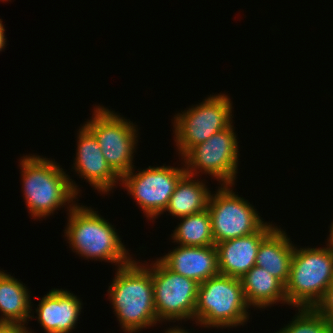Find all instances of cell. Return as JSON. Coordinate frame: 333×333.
I'll list each match as a JSON object with an SVG mask.
<instances>
[{"instance_id": "obj_27", "label": "cell", "mask_w": 333, "mask_h": 333, "mask_svg": "<svg viewBox=\"0 0 333 333\" xmlns=\"http://www.w3.org/2000/svg\"><path fill=\"white\" fill-rule=\"evenodd\" d=\"M27 333H34V332H33L32 330H30V331H29V330H27Z\"/></svg>"}, {"instance_id": "obj_21", "label": "cell", "mask_w": 333, "mask_h": 333, "mask_svg": "<svg viewBox=\"0 0 333 333\" xmlns=\"http://www.w3.org/2000/svg\"><path fill=\"white\" fill-rule=\"evenodd\" d=\"M292 321L277 333H333V326L315 308H297Z\"/></svg>"}, {"instance_id": "obj_1", "label": "cell", "mask_w": 333, "mask_h": 333, "mask_svg": "<svg viewBox=\"0 0 333 333\" xmlns=\"http://www.w3.org/2000/svg\"><path fill=\"white\" fill-rule=\"evenodd\" d=\"M53 160L35 154L20 158L23 197L34 220L46 219L61 207L70 210L80 197L76 182Z\"/></svg>"}, {"instance_id": "obj_10", "label": "cell", "mask_w": 333, "mask_h": 333, "mask_svg": "<svg viewBox=\"0 0 333 333\" xmlns=\"http://www.w3.org/2000/svg\"><path fill=\"white\" fill-rule=\"evenodd\" d=\"M181 161L183 166L179 168L164 164L148 166L140 171L138 169V173L133 168L120 178L119 186L136 200L146 219L154 222V219L164 214L179 180L186 174L183 160Z\"/></svg>"}, {"instance_id": "obj_11", "label": "cell", "mask_w": 333, "mask_h": 333, "mask_svg": "<svg viewBox=\"0 0 333 333\" xmlns=\"http://www.w3.org/2000/svg\"><path fill=\"white\" fill-rule=\"evenodd\" d=\"M154 306L158 323L195 322L199 283L167 268L158 258L151 261Z\"/></svg>"}, {"instance_id": "obj_12", "label": "cell", "mask_w": 333, "mask_h": 333, "mask_svg": "<svg viewBox=\"0 0 333 333\" xmlns=\"http://www.w3.org/2000/svg\"><path fill=\"white\" fill-rule=\"evenodd\" d=\"M80 126L76 136V157L71 169L101 195L110 194L120 184V177L107 164L94 135L84 125Z\"/></svg>"}, {"instance_id": "obj_7", "label": "cell", "mask_w": 333, "mask_h": 333, "mask_svg": "<svg viewBox=\"0 0 333 333\" xmlns=\"http://www.w3.org/2000/svg\"><path fill=\"white\" fill-rule=\"evenodd\" d=\"M93 110L91 119L83 125L98 141L107 164L121 178L136 168L133 160L138 143V125L108 107L97 105Z\"/></svg>"}, {"instance_id": "obj_18", "label": "cell", "mask_w": 333, "mask_h": 333, "mask_svg": "<svg viewBox=\"0 0 333 333\" xmlns=\"http://www.w3.org/2000/svg\"><path fill=\"white\" fill-rule=\"evenodd\" d=\"M20 280L0 270V323H12L27 327L33 302L26 285ZM28 321V322H27ZM26 324V326H25Z\"/></svg>"}, {"instance_id": "obj_22", "label": "cell", "mask_w": 333, "mask_h": 333, "mask_svg": "<svg viewBox=\"0 0 333 333\" xmlns=\"http://www.w3.org/2000/svg\"><path fill=\"white\" fill-rule=\"evenodd\" d=\"M315 309L333 326V282L328 286L321 301Z\"/></svg>"}, {"instance_id": "obj_17", "label": "cell", "mask_w": 333, "mask_h": 333, "mask_svg": "<svg viewBox=\"0 0 333 333\" xmlns=\"http://www.w3.org/2000/svg\"><path fill=\"white\" fill-rule=\"evenodd\" d=\"M240 281L247 304L256 310L287 304L285 285L261 267L253 266Z\"/></svg>"}, {"instance_id": "obj_13", "label": "cell", "mask_w": 333, "mask_h": 333, "mask_svg": "<svg viewBox=\"0 0 333 333\" xmlns=\"http://www.w3.org/2000/svg\"><path fill=\"white\" fill-rule=\"evenodd\" d=\"M80 298L64 289H51L44 295L37 306V316L45 333H70L78 324L82 309Z\"/></svg>"}, {"instance_id": "obj_25", "label": "cell", "mask_w": 333, "mask_h": 333, "mask_svg": "<svg viewBox=\"0 0 333 333\" xmlns=\"http://www.w3.org/2000/svg\"><path fill=\"white\" fill-rule=\"evenodd\" d=\"M165 333H190V331H188L187 329H183L182 327L177 325L174 327L171 326V328L168 327Z\"/></svg>"}, {"instance_id": "obj_4", "label": "cell", "mask_w": 333, "mask_h": 333, "mask_svg": "<svg viewBox=\"0 0 333 333\" xmlns=\"http://www.w3.org/2000/svg\"><path fill=\"white\" fill-rule=\"evenodd\" d=\"M294 247L288 280L285 284L287 305L315 308L333 282V245Z\"/></svg>"}, {"instance_id": "obj_15", "label": "cell", "mask_w": 333, "mask_h": 333, "mask_svg": "<svg viewBox=\"0 0 333 333\" xmlns=\"http://www.w3.org/2000/svg\"><path fill=\"white\" fill-rule=\"evenodd\" d=\"M158 259L173 272L195 280L199 284L219 275L215 245H178Z\"/></svg>"}, {"instance_id": "obj_9", "label": "cell", "mask_w": 333, "mask_h": 333, "mask_svg": "<svg viewBox=\"0 0 333 333\" xmlns=\"http://www.w3.org/2000/svg\"><path fill=\"white\" fill-rule=\"evenodd\" d=\"M233 188V184H221L210 195L207 209L215 244L258 232L267 223Z\"/></svg>"}, {"instance_id": "obj_16", "label": "cell", "mask_w": 333, "mask_h": 333, "mask_svg": "<svg viewBox=\"0 0 333 333\" xmlns=\"http://www.w3.org/2000/svg\"><path fill=\"white\" fill-rule=\"evenodd\" d=\"M295 244L286 232L277 226L260 244L255 265L286 284Z\"/></svg>"}, {"instance_id": "obj_6", "label": "cell", "mask_w": 333, "mask_h": 333, "mask_svg": "<svg viewBox=\"0 0 333 333\" xmlns=\"http://www.w3.org/2000/svg\"><path fill=\"white\" fill-rule=\"evenodd\" d=\"M227 94L208 95L202 102L174 115L173 134L181 158L194 146L233 122V102Z\"/></svg>"}, {"instance_id": "obj_26", "label": "cell", "mask_w": 333, "mask_h": 333, "mask_svg": "<svg viewBox=\"0 0 333 333\" xmlns=\"http://www.w3.org/2000/svg\"><path fill=\"white\" fill-rule=\"evenodd\" d=\"M329 228H330L329 229L330 233H329V236L327 237L328 239H326L327 240L326 242L329 243L330 245H333V221Z\"/></svg>"}, {"instance_id": "obj_8", "label": "cell", "mask_w": 333, "mask_h": 333, "mask_svg": "<svg viewBox=\"0 0 333 333\" xmlns=\"http://www.w3.org/2000/svg\"><path fill=\"white\" fill-rule=\"evenodd\" d=\"M233 122L216 132L205 142L191 148L181 159L186 174L198 177L202 173L211 175L221 184H233L238 176L239 147ZM201 172V174H200ZM199 174V175H198Z\"/></svg>"}, {"instance_id": "obj_5", "label": "cell", "mask_w": 333, "mask_h": 333, "mask_svg": "<svg viewBox=\"0 0 333 333\" xmlns=\"http://www.w3.org/2000/svg\"><path fill=\"white\" fill-rule=\"evenodd\" d=\"M249 308L240 278L219 274L199 284L195 323L208 329L244 326Z\"/></svg>"}, {"instance_id": "obj_19", "label": "cell", "mask_w": 333, "mask_h": 333, "mask_svg": "<svg viewBox=\"0 0 333 333\" xmlns=\"http://www.w3.org/2000/svg\"><path fill=\"white\" fill-rule=\"evenodd\" d=\"M185 174L178 182L164 212L175 218L199 213L208 208L211 195L206 182Z\"/></svg>"}, {"instance_id": "obj_20", "label": "cell", "mask_w": 333, "mask_h": 333, "mask_svg": "<svg viewBox=\"0 0 333 333\" xmlns=\"http://www.w3.org/2000/svg\"><path fill=\"white\" fill-rule=\"evenodd\" d=\"M178 219L180 223H178L171 234L173 243L176 242L178 245L199 247L215 245L208 209Z\"/></svg>"}, {"instance_id": "obj_24", "label": "cell", "mask_w": 333, "mask_h": 333, "mask_svg": "<svg viewBox=\"0 0 333 333\" xmlns=\"http://www.w3.org/2000/svg\"><path fill=\"white\" fill-rule=\"evenodd\" d=\"M5 31V26L3 25L2 19H0V52H2L3 49H5V47L7 46Z\"/></svg>"}, {"instance_id": "obj_3", "label": "cell", "mask_w": 333, "mask_h": 333, "mask_svg": "<svg viewBox=\"0 0 333 333\" xmlns=\"http://www.w3.org/2000/svg\"><path fill=\"white\" fill-rule=\"evenodd\" d=\"M68 213L64 236L69 248L85 260L115 263V270L133 260L116 228L90 206L76 203Z\"/></svg>"}, {"instance_id": "obj_23", "label": "cell", "mask_w": 333, "mask_h": 333, "mask_svg": "<svg viewBox=\"0 0 333 333\" xmlns=\"http://www.w3.org/2000/svg\"><path fill=\"white\" fill-rule=\"evenodd\" d=\"M28 327L12 323H0V333H27Z\"/></svg>"}, {"instance_id": "obj_2", "label": "cell", "mask_w": 333, "mask_h": 333, "mask_svg": "<svg viewBox=\"0 0 333 333\" xmlns=\"http://www.w3.org/2000/svg\"><path fill=\"white\" fill-rule=\"evenodd\" d=\"M133 259L117 268L108 299L124 333H138L158 324L154 306L151 263Z\"/></svg>"}, {"instance_id": "obj_14", "label": "cell", "mask_w": 333, "mask_h": 333, "mask_svg": "<svg viewBox=\"0 0 333 333\" xmlns=\"http://www.w3.org/2000/svg\"><path fill=\"white\" fill-rule=\"evenodd\" d=\"M266 223L258 232L215 244L221 275L241 278L255 266L261 242L276 228Z\"/></svg>"}]
</instances>
